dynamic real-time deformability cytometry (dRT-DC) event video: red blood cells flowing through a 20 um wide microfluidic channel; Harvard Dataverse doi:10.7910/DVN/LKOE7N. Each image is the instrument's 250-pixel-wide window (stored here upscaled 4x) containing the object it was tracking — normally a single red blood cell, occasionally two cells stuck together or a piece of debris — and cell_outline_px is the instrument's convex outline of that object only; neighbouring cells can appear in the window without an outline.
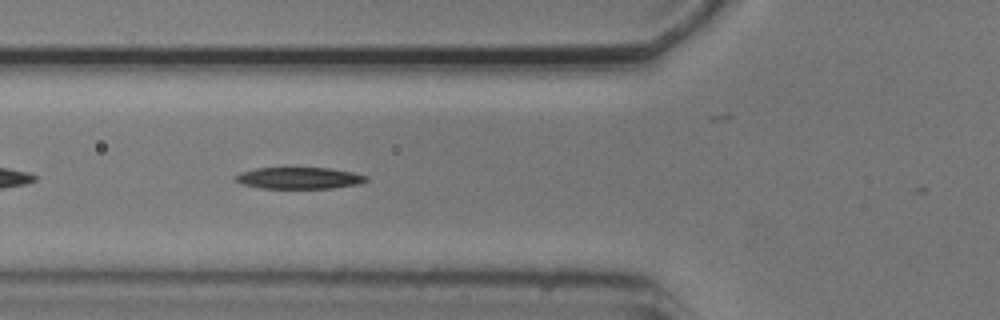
{"species": "common noctule bat (a hibernating species)", "species_latin": "Nyctalus noctula", "temperature_condition": "cold", "stored_images_in_passage": 4, "camera_frame_rate_fps": 3000, "um_per_image_px": 0.085, "animal": {"sex": "male", "body_mass_g": 20.5, "forearm_length_mm": 52.5}, "frame": {"image": 1, "passage_image": 3, "time_ms": 2.333, "image_size_px": [1000, 320], "cell_outline_px": [[368, 180], [360, 184], [332, 188], [260, 188], [244, 184], [236, 180], [236, 176], [240, 172], [256, 168], [328, 168], [352, 172], [368, 176]], "centroid_in_image_um": [25.47, 15.13], "position_along_channel_um": 100.3, "area_um2": 16.3}}
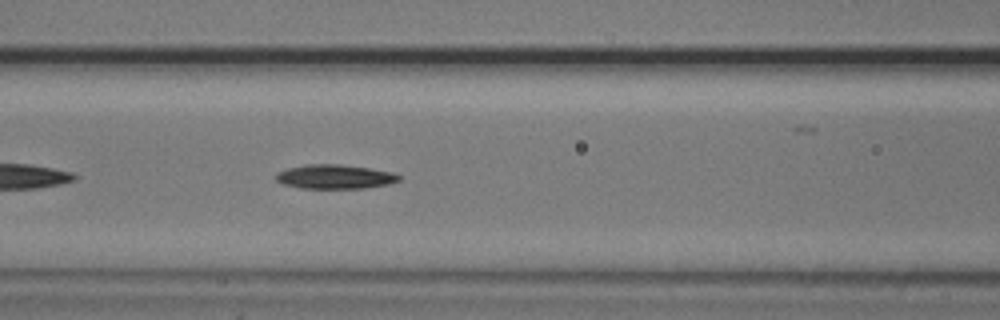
{"frame": {"image": 2, "passage_image": 4, "time_ms": 3.333, "image_size_px": [1000, 320], "cell_outline_px": [[400, 180], [388, 184], [364, 188], [300, 188], [284, 184], [276, 180], [272, 176], [276, 172], [288, 168], [304, 164], [340, 164], [368, 168], [392, 172], [400, 176]], "centroid_in_image_um": [28.4, 15.01], "position_along_channel_um": 138.2, "area_um2": 17.4}}